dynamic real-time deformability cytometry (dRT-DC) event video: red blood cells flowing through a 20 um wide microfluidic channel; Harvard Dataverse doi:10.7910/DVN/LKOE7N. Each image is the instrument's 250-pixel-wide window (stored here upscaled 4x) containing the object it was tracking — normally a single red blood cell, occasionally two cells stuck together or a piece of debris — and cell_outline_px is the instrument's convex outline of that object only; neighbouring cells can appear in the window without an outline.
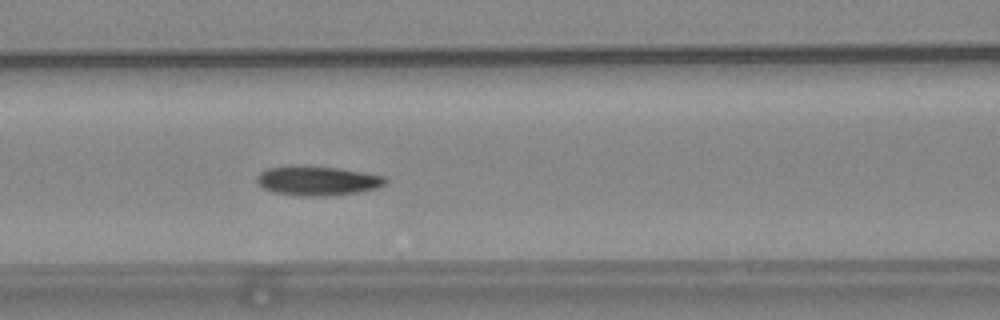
{"species": "common noctule bat (a hibernating species)", "species_latin": "Nyctalus noctula", "temperature_condition": "warm", "stored_images_in_passage": 55, "camera_frame_rate_fps": 3000, "um_per_image_px": 0.085, "animal": {"sex": "female", "body_mass_g": 24.6, "forearm_length_mm": 56.2}, "frame": {"image": 1, "passage_image": 23, "time_ms": 7.333, "image_size_px": [1000, 320], "cell_outline_px": [[388, 184], [376, 188], [356, 192], [328, 196], [296, 196], [272, 192], [264, 188], [256, 180], [256, 176], [260, 172], [268, 168], [300, 164], [340, 168], [384, 176], [388, 180]], "centroid_in_image_um": [26.97, 15.35], "position_along_channel_um": 139.6, "area_um2": 22.37}}
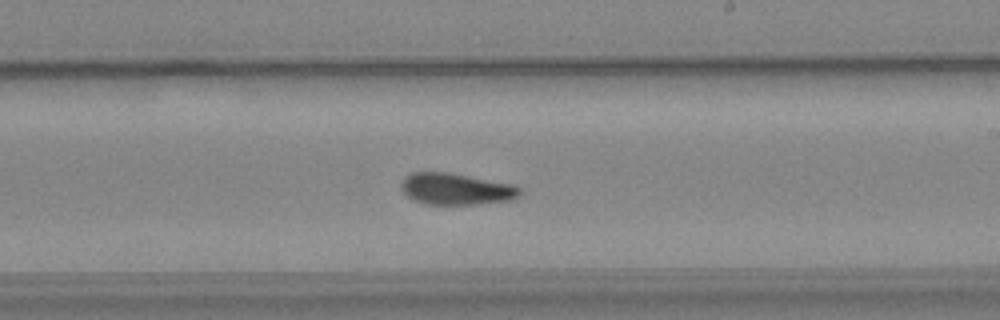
{"frame": {"image": 2, "passage_image": 32, "time_ms": 10.333, "image_size_px": [1000, 320], "cell_outline_px": [[520, 192], [516, 196], [508, 200], [476, 204], [424, 204], [412, 200], [400, 188], [400, 184], [404, 176], [412, 172], [448, 172], [512, 184], [520, 188]], "centroid_in_image_um": [38.68, 16.05], "position_along_channel_um": 250.3, "area_um2": 21.68}}
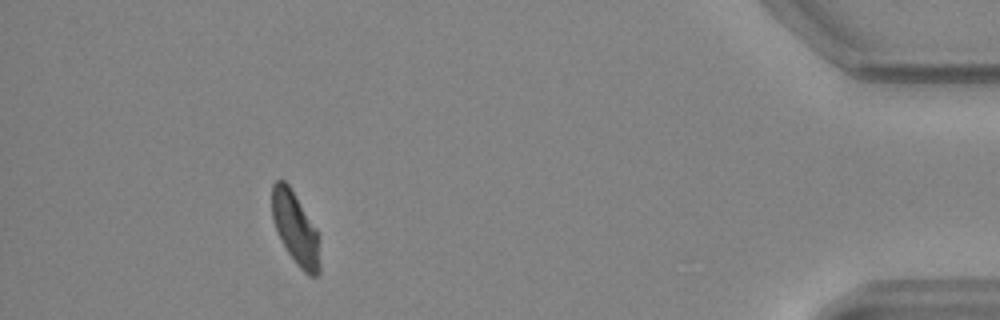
{"frame": {"image": 3, "passage_image": 50, "time_ms": 16.333, "image_size_px": [1000, 320], "cell_outline_px": [[320, 272], [316, 276], [308, 276], [296, 264], [280, 240], [272, 220], [272, 184], [276, 180], [284, 180], [288, 184], [316, 228], [320, 264]], "centroid_in_image_um": [25.09, 19.43], "position_along_channel_um": 410.1, "area_um2": 20.0}, "authors_computed_cell_mechanics": {"area_um2": 21.386, "velocity_mm_per_s": 3.6944, "shape_relaxation_time_tau1_ms": 7.1675, "shape_relaxation_time_tau2_ms": 2.9692, "deformation_change_tau1": 0.2006, "deformation_change_tau2": 0.093}}